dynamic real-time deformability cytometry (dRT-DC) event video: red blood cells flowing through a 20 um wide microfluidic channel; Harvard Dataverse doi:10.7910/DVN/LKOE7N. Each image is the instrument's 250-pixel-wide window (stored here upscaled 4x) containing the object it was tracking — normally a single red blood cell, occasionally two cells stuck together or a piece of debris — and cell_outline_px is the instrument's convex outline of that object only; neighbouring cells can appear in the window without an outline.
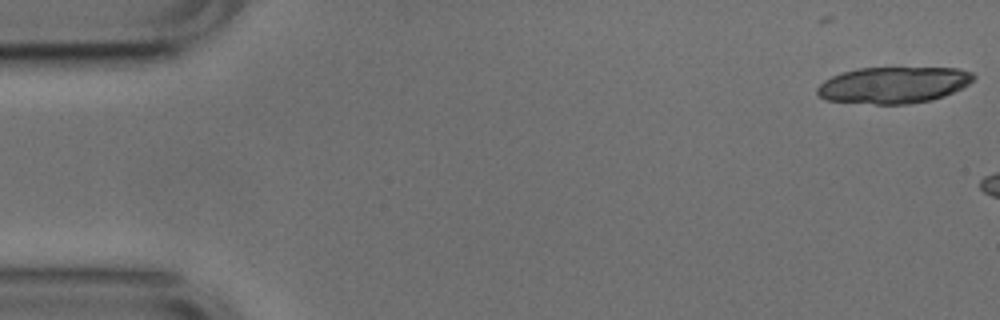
{"species": "common noctule bat (a hibernating species)", "species_latin": "Nyctalus noctula", "temperature_condition": "cold", "stored_images_in_passage": 6, "camera_frame_rate_fps": 3000, "um_per_image_px": 0.085, "animal": {"sex": "male", "body_mass_g": 17.9, "forearm_length_mm": 54.2}, "frame": {"image": 1, "passage_image": 1, "time_ms": 0.0, "image_size_px": [1000, 320], "cell_outline_px": [[976, 76], [968, 84], [944, 96], [932, 100], [908, 104], [876, 104], [828, 100], [820, 96], [816, 92], [816, 88], [824, 80], [840, 72], [860, 68], [960, 68], [972, 72]], "centroid_in_image_um": [75.94, 7.22], "position_along_channel_um": 9.1, "area_um2": 33.12}}